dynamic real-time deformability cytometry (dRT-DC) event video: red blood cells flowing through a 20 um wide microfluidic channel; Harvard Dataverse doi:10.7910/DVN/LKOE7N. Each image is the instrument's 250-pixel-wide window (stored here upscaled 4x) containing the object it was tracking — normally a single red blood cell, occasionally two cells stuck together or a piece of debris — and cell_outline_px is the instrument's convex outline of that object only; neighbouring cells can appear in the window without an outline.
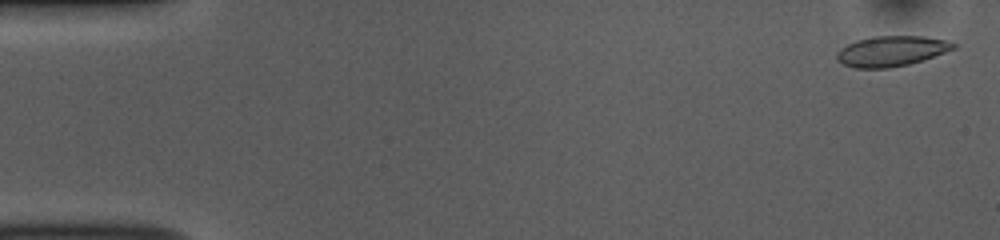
{"species": "common noctule bat (a hibernating species)", "species_latin": "Nyctalus noctula", "temperature_condition": "room temperature", "stored_images_in_passage": 52, "camera_frame_rate_fps": 3000, "um_per_image_px": 0.085, "animal": {"sex": "female", "body_mass_g": 10.0, "forearm_length_mm": 53.1}, "frame": {"image": 1, "passage_image": 2, "time_ms": 0.333, "image_size_px": [1000, 240], "cell_outline_px": [[956, 48], [924, 60], [908, 64], [888, 68], [856, 68], [844, 64], [836, 60], [836, 52], [840, 48], [856, 40], [872, 36], [924, 36], [948, 40], [956, 44]], "centroid_in_image_um": [75.77, 4.34], "position_along_channel_um": 9.2, "area_um2": 20.75}}
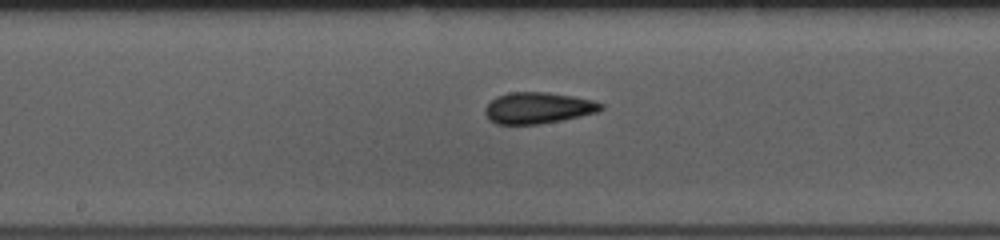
{"frame": {"image": 2, "passage_image": 27, "time_ms": 8.667, "image_size_px": [1000, 240], "cell_outline_px": [[604, 108], [600, 112], [540, 124], [496, 124], [484, 112], [484, 108], [496, 96], [512, 92], [548, 92], [572, 96], [592, 100], [604, 104]], "centroid_in_image_um": [45.76, 9.17], "position_along_channel_um": 202.4, "area_um2": 21.04}}
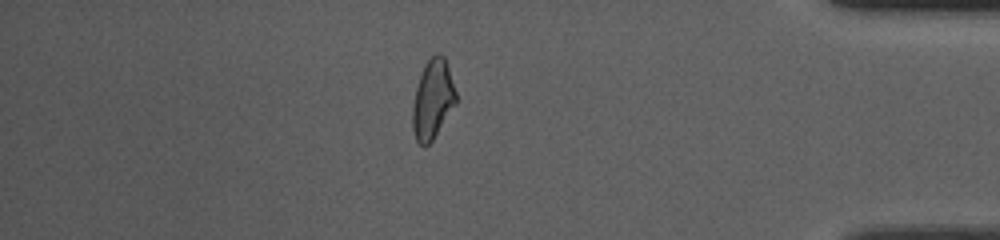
{"frame": {"image": 3, "passage_image": 45, "time_ms": 14.667, "image_size_px": [1000, 240], "cell_outline_px": [[456, 104], [432, 140], [424, 148], [416, 140], [412, 128], [412, 108], [416, 88], [420, 76], [428, 60], [436, 52], [440, 52], [444, 56], [456, 92]], "centroid_in_image_um": [36.77, 8.46], "position_along_channel_um": 398.4, "area_um2": 19.83}, "authors_computed_cell_mechanics": {"area_um2": 20.8369, "velocity_mm_per_s": 3.8428, "shape_relaxation_time_tau1_ms": 4.7251, "shape_relaxation_time_tau2_ms": 2.6342, "deformation_change_tau1": 0.1351, "deformation_change_tau2": 0.094}}